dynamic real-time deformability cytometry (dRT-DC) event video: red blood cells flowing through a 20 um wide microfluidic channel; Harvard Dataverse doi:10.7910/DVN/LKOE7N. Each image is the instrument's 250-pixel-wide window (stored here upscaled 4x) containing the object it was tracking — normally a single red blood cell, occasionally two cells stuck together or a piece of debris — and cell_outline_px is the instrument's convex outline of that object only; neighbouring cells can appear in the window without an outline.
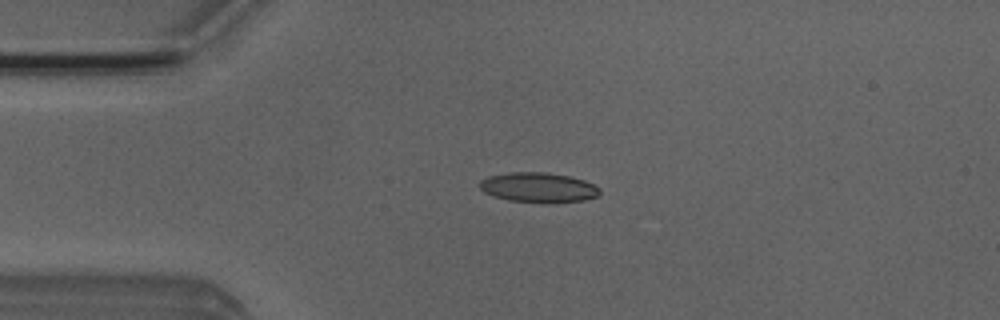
{"species": "Egyptian fruit bat (a non-hibernating species)", "species_latin": "Rousettus aegyptiacus", "temperature_condition": "room temperature", "stored_images_in_passage": 4, "camera_frame_rate_fps": 3000, "um_per_image_px": 0.085, "animal": {"sex": "male"}, "frame": {"image": 1, "passage_image": 3, "time_ms": 0.667, "image_size_px": [1000, 320], "cell_outline_px": [[600, 192], [596, 196], [584, 200], [544, 204], [508, 200], [492, 196], [484, 192], [480, 188], [480, 180], [488, 176], [508, 172], [548, 172], [568, 176], [584, 180], [600, 188]], "centroid_in_image_um": [45.74, 15.94], "position_along_channel_um": 39.3, "area_um2": 21.15}}